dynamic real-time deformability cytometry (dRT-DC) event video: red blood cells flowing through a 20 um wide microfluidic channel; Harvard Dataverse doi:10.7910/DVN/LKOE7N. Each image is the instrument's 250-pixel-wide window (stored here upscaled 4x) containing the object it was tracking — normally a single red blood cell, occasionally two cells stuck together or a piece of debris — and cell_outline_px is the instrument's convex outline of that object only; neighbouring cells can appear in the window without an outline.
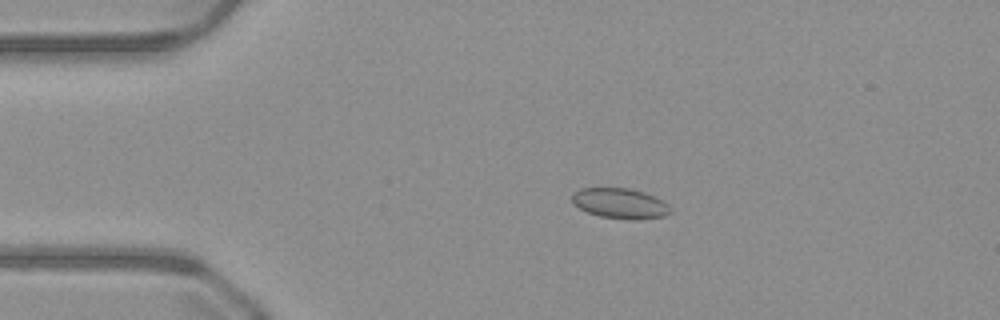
{"species": "common noctule bat (a hibernating species)", "species_latin": "Nyctalus noctula", "temperature_condition": "warm", "stored_images_in_passage": 48, "camera_frame_rate_fps": 3000, "um_per_image_px": 0.085, "animal": {"sex": "male", "body_mass_g": 23.1, "forearm_length_mm": 52.7}, "frame": {"image": 1, "passage_image": 8, "time_ms": 2.333, "image_size_px": [1000, 320], "cell_outline_px": [[672, 212], [664, 216], [636, 220], [628, 220], [600, 216], [588, 212], [572, 204], [572, 192], [580, 188], [632, 188], [644, 192], [668, 204], [672, 208]], "centroid_in_image_um": [52.7, 17.29], "position_along_channel_um": 32.3, "area_um2": 17.51}}
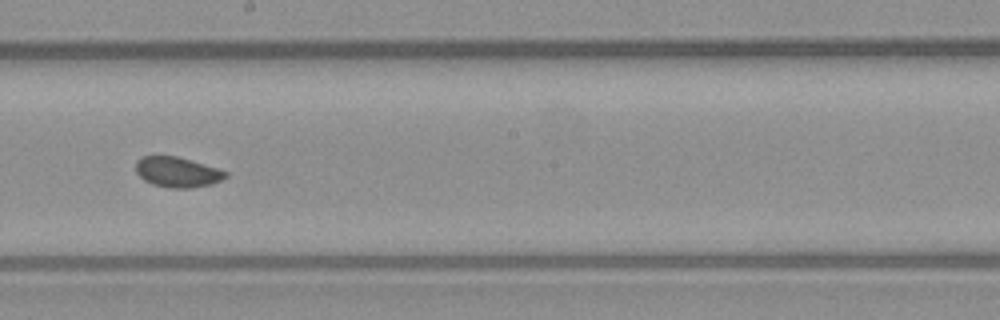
{"frame": {"image": 2, "passage_image": 26, "time_ms": 8.333, "image_size_px": [1000, 320], "cell_outline_px": [[228, 176], [212, 184], [192, 188], [168, 188], [152, 184], [144, 180], [136, 172], [136, 160], [140, 156], [176, 156], [216, 168], [228, 172]], "centroid_in_image_um": [15.05, 14.64], "position_along_channel_um": 233.2, "area_um2": 15.78}}
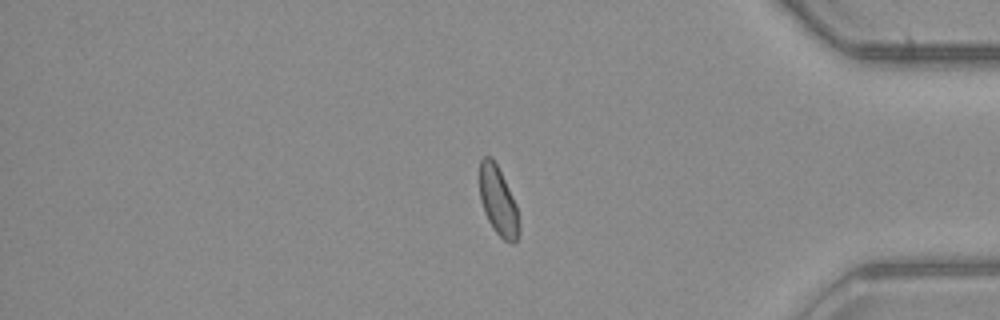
{"frame": {"image": 3, "passage_image": 40, "time_ms": 13.0, "image_size_px": [1000, 320], "cell_outline_px": [[520, 232], [516, 240], [512, 244], [504, 240], [492, 228], [484, 212], [480, 200], [480, 160], [484, 156], [488, 156], [496, 164], [516, 204], [520, 228]], "centroid_in_image_um": [42.34, 17.14], "position_along_channel_um": 392.9, "area_um2": 15.61}, "authors_computed_cell_mechanics": {"area_um2": 16.5308, "velocity_mm_per_s": 4.067, "shape_relaxation_time_tau1_ms": null, "shape_relaxation_time_tau2_ms": 0.6329, "deformation_change_tau1": null, "deformation_change_tau2": 0.0412}}